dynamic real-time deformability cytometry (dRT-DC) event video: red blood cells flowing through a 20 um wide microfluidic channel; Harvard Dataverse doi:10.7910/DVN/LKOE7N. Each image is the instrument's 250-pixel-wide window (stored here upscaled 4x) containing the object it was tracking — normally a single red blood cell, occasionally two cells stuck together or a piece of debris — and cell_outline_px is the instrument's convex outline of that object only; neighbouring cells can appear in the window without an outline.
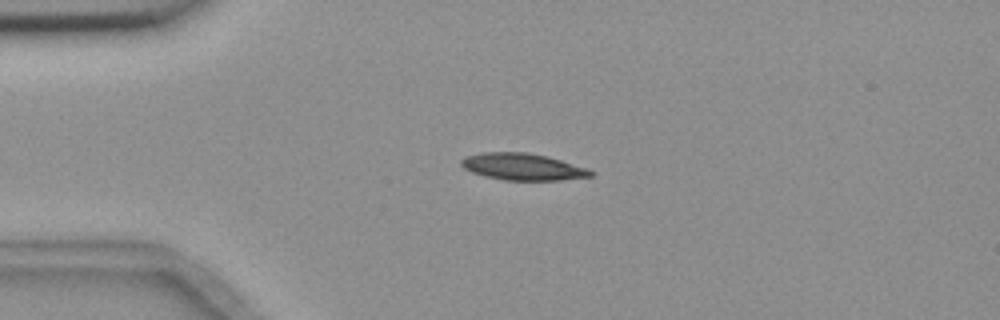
{"species": "common noctule bat (a hibernating species)", "species_latin": "Nyctalus noctula", "temperature_condition": "room temperature", "stored_images_in_passage": 4, "camera_frame_rate_fps": 3000, "um_per_image_px": 0.085, "animal": {"sex": "female", "body_mass_g": 18.4}, "frame": {"image": 1, "passage_image": 3, "time_ms": 2.667, "image_size_px": [1000, 320], "cell_outline_px": [[592, 176], [556, 180], [504, 180], [484, 176], [472, 172], [464, 168], [460, 164], [460, 160], [464, 156], [484, 152], [528, 152], [548, 156], [584, 168], [592, 172]], "centroid_in_image_um": [44.33, 14.16], "position_along_channel_um": 40.7, "area_um2": 20.0}}